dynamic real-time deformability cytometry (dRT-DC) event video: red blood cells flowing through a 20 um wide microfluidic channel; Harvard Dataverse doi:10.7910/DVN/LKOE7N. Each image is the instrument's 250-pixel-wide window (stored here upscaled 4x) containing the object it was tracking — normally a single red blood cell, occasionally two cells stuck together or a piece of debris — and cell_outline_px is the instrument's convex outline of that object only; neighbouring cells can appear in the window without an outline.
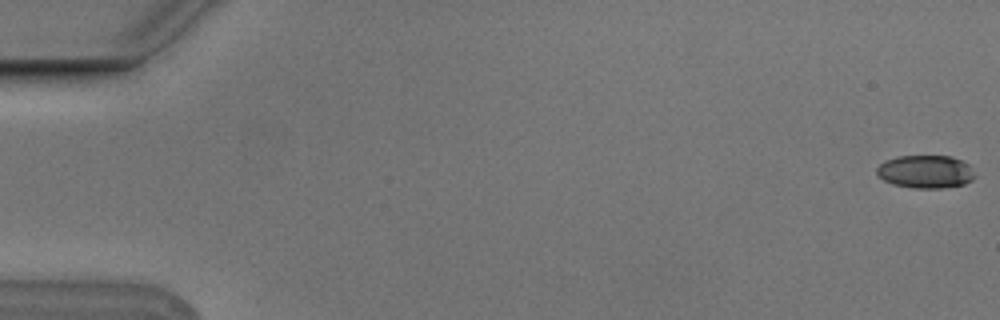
{"species": "Egyptian fruit bat (a non-hibernating species)", "species_latin": "Rousettus aegyptiacus", "temperature_condition": "cold", "stored_images_in_passage": 9, "camera_frame_rate_fps": 3000, "um_per_image_px": 0.085, "animal": {"sex": "male"}, "frame": {"image": 1, "passage_image": 1, "time_ms": 0.0, "image_size_px": [1000, 320], "cell_outline_px": [[976, 176], [972, 180], [964, 184], [940, 188], [912, 188], [892, 184], [876, 176], [876, 168], [884, 160], [896, 156], [952, 156], [968, 164]], "centroid_in_image_um": [78.63, 14.59], "position_along_channel_um": 6.4, "area_um2": 19.02}}
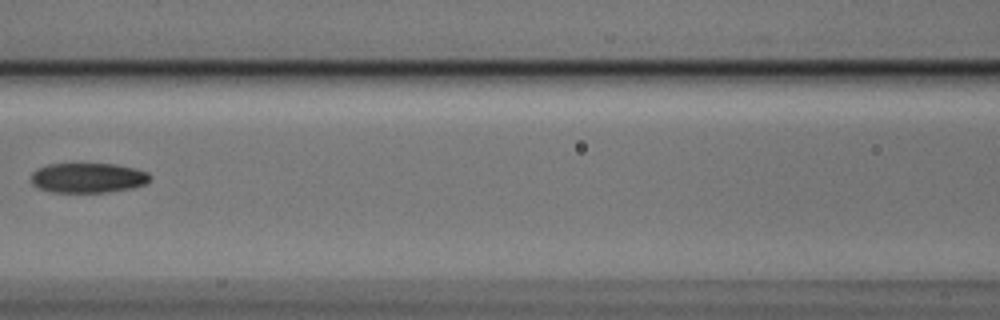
{"frame": {"image": 2, "passage_image": 8, "time_ms": 2.333, "image_size_px": [1000, 320], "cell_outline_px": [[152, 176], [144, 184], [132, 188], [104, 192], [52, 192], [40, 188], [32, 184], [32, 172], [36, 168], [48, 164], [72, 160], [116, 164], [136, 168], [148, 172]], "centroid_in_image_um": [7.44, 15.05], "position_along_channel_um": 159.2, "area_um2": 21.68}}
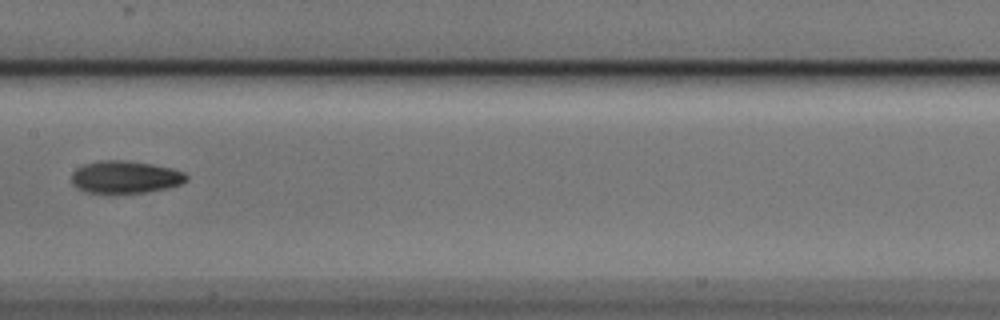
{"frame": {"image": 3, "passage_image": 9, "time_ms": 2.667, "image_size_px": [1000, 320], "cell_outline_px": [[188, 180], [180, 184], [168, 188], [144, 192], [112, 196], [84, 192], [76, 188], [72, 184], [72, 172], [76, 168], [84, 164], [100, 160], [124, 160], [152, 164], [172, 168], [184, 172], [188, 176]], "centroid_in_image_um": [10.6, 15.09], "position_along_channel_um": 196.8, "area_um2": 22.54}}